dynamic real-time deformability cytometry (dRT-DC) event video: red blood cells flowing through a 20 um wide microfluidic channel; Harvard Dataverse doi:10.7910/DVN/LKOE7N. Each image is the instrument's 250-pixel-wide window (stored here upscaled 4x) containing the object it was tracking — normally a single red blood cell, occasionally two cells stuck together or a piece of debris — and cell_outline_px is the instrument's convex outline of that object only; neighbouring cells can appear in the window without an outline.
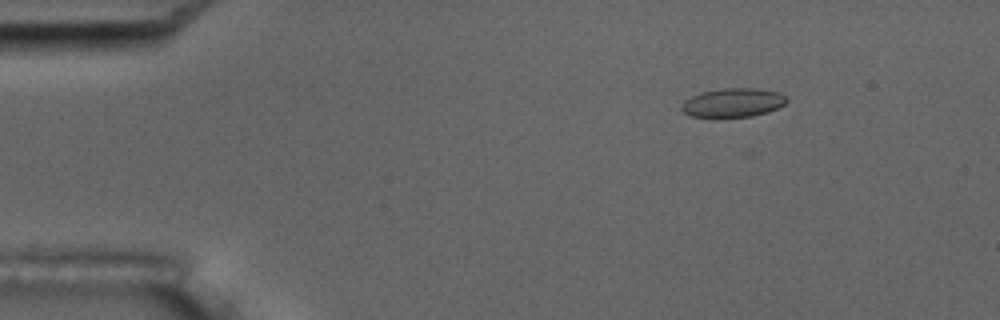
{"species": "common noctule bat (a hibernating species)", "species_latin": "Nyctalus noctula", "temperature_condition": "room temperature", "stored_images_in_passage": 17, "camera_frame_rate_fps": 3000, "um_per_image_px": 0.085, "animal": {"sex": "male", "body_mass_g": 17.5, "forearm_length_mm": 52.3}, "frame": {"image": 1, "passage_image": 3, "time_ms": 2.333, "image_size_px": [1000, 320], "cell_outline_px": [[788, 100], [784, 104], [768, 112], [752, 116], [716, 120], [692, 116], [684, 112], [680, 108], [684, 100], [700, 92], [724, 88], [756, 88], [776, 92], [784, 96]], "centroid_in_image_um": [62.23, 8.77], "position_along_channel_um": 22.8, "area_um2": 18.21}}
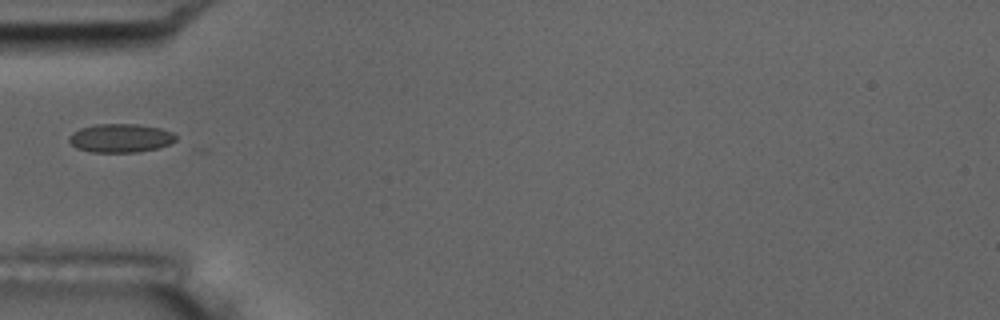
{"frame": {"image": 2, "passage_image": 6, "time_ms": 6.0, "image_size_px": [1000, 320], "cell_outline_px": [[176, 140], [168, 144], [156, 148], [136, 152], [92, 152], [76, 148], [68, 140], [68, 136], [72, 132], [80, 128], [96, 124], [136, 124], [160, 128], [172, 132], [176, 136]], "centroid_in_image_um": [10.21, 11.73], "position_along_channel_um": 74.8, "area_um2": 17.74}, "authors_computed_cell_mechanics": {"area_um2": 17.629, "velocity_mm_per_s": 3.5185, "shape_relaxation_time_tau1_ms": null, "shape_relaxation_time_tau2_ms": 1.0636, "deformation_change_tau1": null, "deformation_change_tau2": 0.0577}}